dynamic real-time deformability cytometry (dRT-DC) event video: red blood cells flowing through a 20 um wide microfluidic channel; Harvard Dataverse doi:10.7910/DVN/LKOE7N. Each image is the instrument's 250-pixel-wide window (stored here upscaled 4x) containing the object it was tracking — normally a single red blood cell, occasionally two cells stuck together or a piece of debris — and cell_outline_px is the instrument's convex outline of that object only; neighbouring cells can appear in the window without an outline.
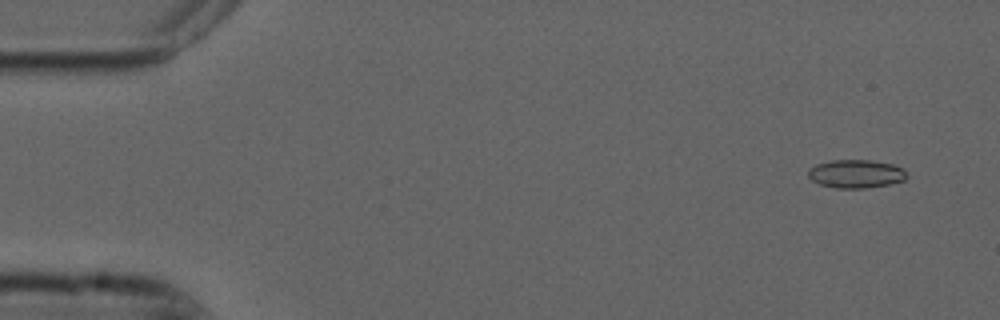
{"species": "common noctule bat (a hibernating species)", "species_latin": "Nyctalus noctula", "temperature_condition": "cold", "stored_images_in_passage": 55, "camera_frame_rate_fps": 3000, "um_per_image_px": 0.085, "animal": {"sex": "male", "forearm_length_mm": 52.5}, "frame": {"image": 1, "passage_image": 4, "time_ms": 1.0, "image_size_px": [1000, 320], "cell_outline_px": [[908, 176], [904, 180], [888, 184], [868, 188], [836, 188], [820, 184], [812, 180], [808, 176], [808, 168], [816, 164], [832, 160], [872, 160], [892, 164], [904, 168], [908, 172]], "centroid_in_image_um": [72.78, 14.77], "position_along_channel_um": 12.2, "area_um2": 16.42}}
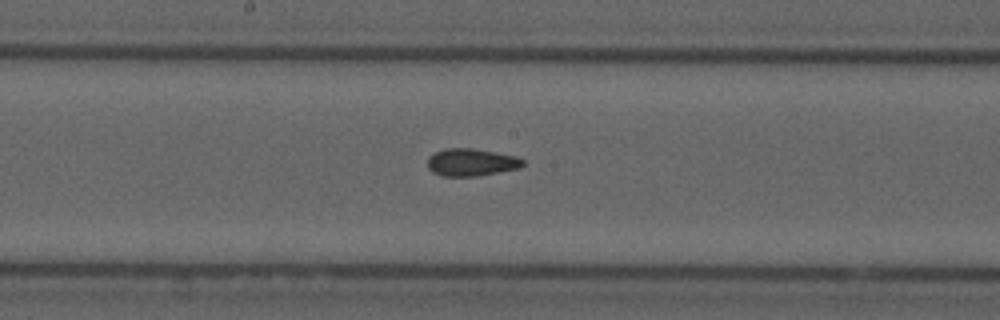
{"frame": {"image": 2, "passage_image": 29, "time_ms": 9.333, "image_size_px": [1000, 320], "cell_outline_px": [[524, 164], [520, 168], [476, 176], [444, 176], [432, 172], [428, 168], [428, 156], [432, 152], [444, 148], [472, 148], [496, 152], [516, 156], [524, 160]], "centroid_in_image_um": [40.03, 13.78], "position_along_channel_um": 208.2, "area_um2": 15.37}}
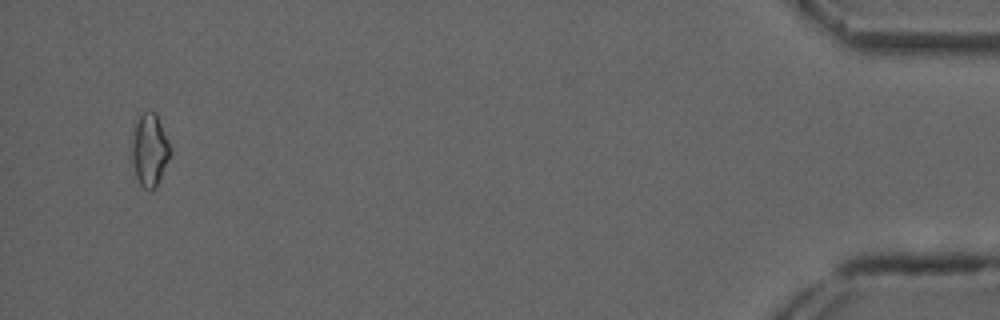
{"frame": {"image": 3, "passage_image": 53, "time_ms": 17.333, "image_size_px": [1000, 320], "cell_outline_px": [[168, 160], [156, 188], [152, 192], [148, 192], [140, 184], [136, 176], [132, 164], [132, 140], [136, 124], [140, 116], [144, 112], [152, 108], [156, 112], [168, 140]], "centroid_in_image_um": [12.7, 12.77], "position_along_channel_um": 422.5, "area_um2": 16.07}, "authors_computed_cell_mechanics": {"area_um2": 15.4326, "velocity_mm_per_s": 3.7474, "shape_relaxation_time_tau1_ms": null, "shape_relaxation_time_tau2_ms": 3.0781, "deformation_change_tau1": null, "deformation_change_tau2": 0.0901}}